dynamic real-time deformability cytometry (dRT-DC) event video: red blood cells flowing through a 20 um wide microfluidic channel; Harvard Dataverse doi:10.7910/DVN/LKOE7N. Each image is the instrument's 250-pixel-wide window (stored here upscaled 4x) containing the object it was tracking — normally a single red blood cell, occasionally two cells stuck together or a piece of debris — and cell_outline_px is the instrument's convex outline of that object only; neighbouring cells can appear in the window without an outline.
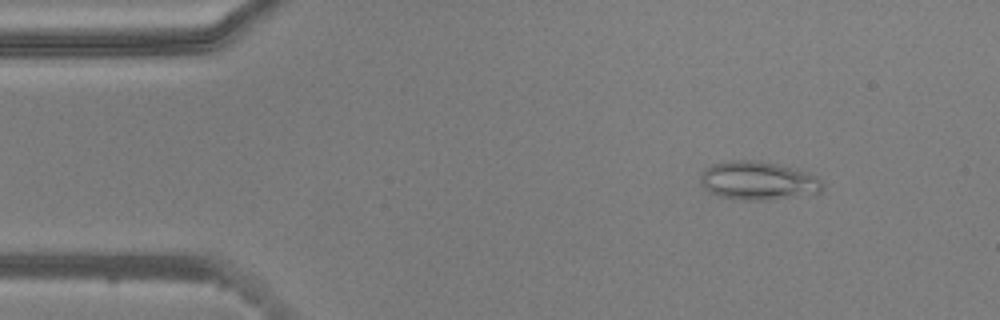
{"species": "common noctule bat (a hibernating species)", "species_latin": "Nyctalus noctula", "temperature_condition": "warm", "stored_images_in_passage": 52, "camera_frame_rate_fps": 3000, "um_per_image_px": 0.085, "animal": {"sex": "male", "body_mass_g": 20.5, "forearm_length_mm": 52.5}, "frame": {"image": 1, "passage_image": 6, "time_ms": 1.667, "image_size_px": [1000, 320], "cell_outline_px": [[824, 188], [816, 196], [772, 200], [744, 200], [720, 196], [708, 192], [704, 188], [700, 180], [700, 176], [712, 164], [728, 160], [756, 160], [796, 168], [808, 172], [816, 176], [824, 184]], "centroid_in_image_um": [64.53, 15.38], "position_along_channel_um": 20.5, "area_um2": 28.03}}
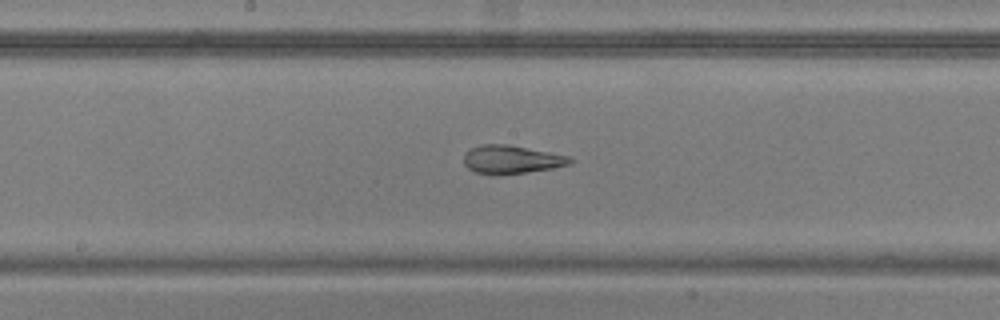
{"frame": {"image": 2, "passage_image": 26, "time_ms": 8.333, "image_size_px": [1000, 320], "cell_outline_px": [[572, 160], [568, 164], [552, 168], [504, 176], [492, 176], [476, 172], [468, 168], [464, 164], [464, 152], [480, 144], [508, 144], [572, 156]], "centroid_in_image_um": [43.44, 13.57], "position_along_channel_um": 204.8, "area_um2": 17.92}}
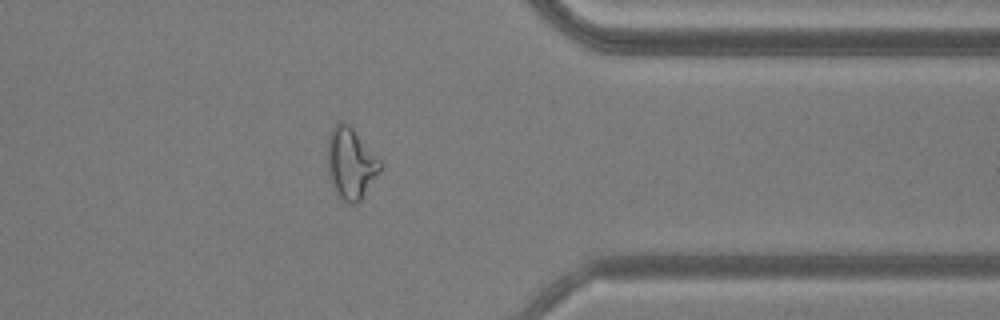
{"frame": {"image": 3, "passage_image": 41, "time_ms": 13.333, "image_size_px": [1000, 320], "cell_outline_px": [[384, 164], [380, 172], [360, 200], [356, 204], [348, 204], [340, 196], [328, 172], [328, 136], [332, 128], [340, 120], [344, 120], [352, 128]], "centroid_in_image_um": [29.84, 13.86], "position_along_channel_um": 381.6, "area_um2": 21.5}, "authors_computed_cell_mechanics": {"area_um2": 21.5883, "velocity_mm_per_s": 3.8023, "shape_relaxation_time_tau1_ms": null, "shape_relaxation_time_tau2_ms": 1.9632, "deformation_change_tau1": null, "deformation_change_tau2": 0.0927}}